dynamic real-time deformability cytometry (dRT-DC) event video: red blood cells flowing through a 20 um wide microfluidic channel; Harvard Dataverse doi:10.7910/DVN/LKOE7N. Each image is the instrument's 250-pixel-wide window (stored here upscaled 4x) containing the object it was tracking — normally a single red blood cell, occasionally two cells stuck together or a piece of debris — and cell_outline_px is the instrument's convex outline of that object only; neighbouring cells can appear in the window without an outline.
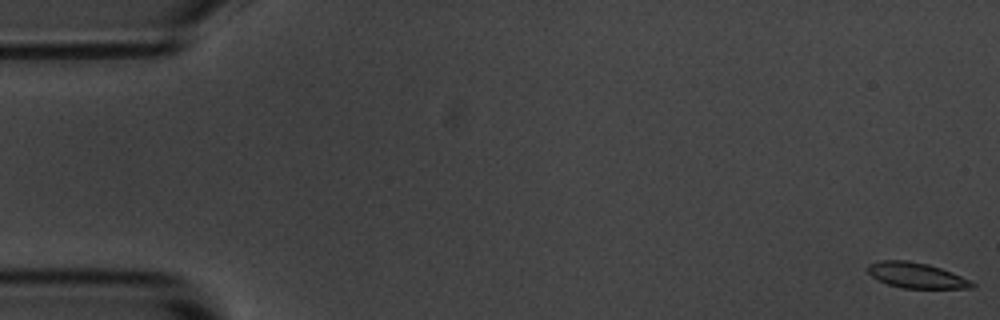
{"species": "common noctule bat (a hibernating species)", "species_latin": "Nyctalus noctula", "temperature_condition": "room temperature", "stored_images_in_passage": 55, "camera_frame_rate_fps": 3000, "um_per_image_px": 0.085, "animal": {"sex": "male", "body_mass_g": 20.1, "forearm_length_mm": 53.5}, "frame": {"image": 1, "passage_image": 1, "time_ms": 0.0, "image_size_px": [1000, 320], "cell_outline_px": [[976, 284], [972, 288], [904, 288], [888, 284], [872, 276], [868, 272], [868, 264], [880, 260], [908, 260], [928, 264], [952, 272]], "centroid_in_image_um": [77.87, 23.39], "position_along_channel_um": 7.1, "area_um2": 15.26}}
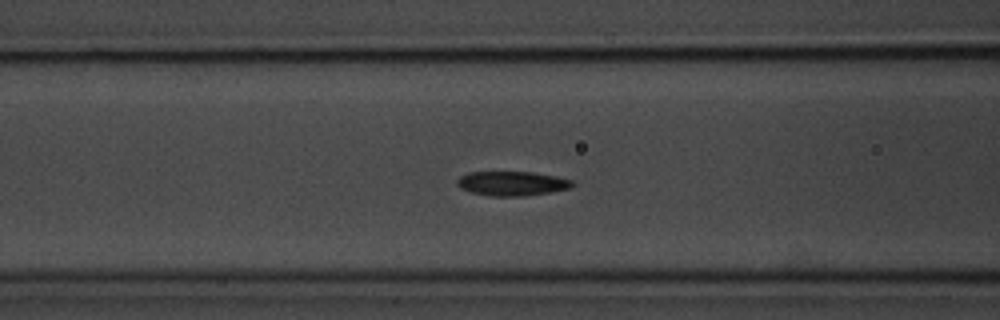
{"frame": {"image": 2, "passage_image": 22, "time_ms": 7.0, "image_size_px": [1000, 320], "cell_outline_px": [[576, 184], [568, 188], [548, 192], [524, 196], [488, 196], [472, 192], [460, 188], [456, 184], [456, 180], [460, 176], [468, 172], [532, 172], [556, 176], [572, 180]], "centroid_in_image_um": [43.49, 15.59], "position_along_channel_um": 123.1, "area_um2": 16.36}}
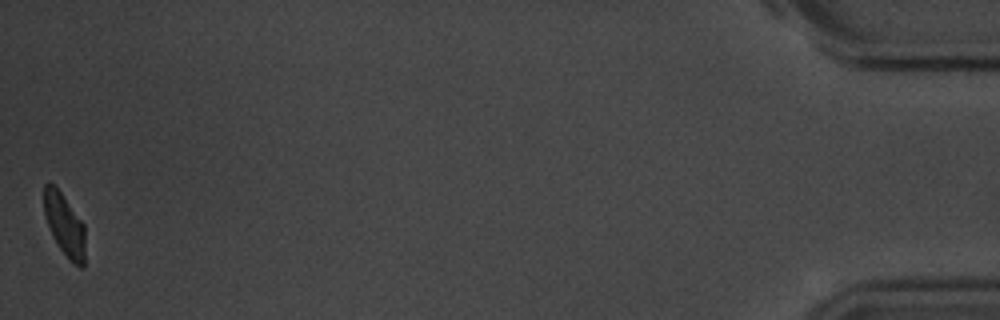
{"frame": {"image": 3, "passage_image": 55, "time_ms": 18.0, "image_size_px": [1000, 320], "cell_outline_px": [[84, 268], [80, 268], [72, 264], [68, 260], [52, 236], [44, 212], [44, 184], [52, 184], [60, 192], [84, 224]], "centroid_in_image_um": [5.49, 19.18], "position_along_channel_um": 429.7, "area_um2": 14.74}, "authors_computed_cell_mechanics": {"area_um2": 16.2418, "velocity_mm_per_s": 3.6598, "shape_relaxation_time_tau1_ms": 2.8811, "shape_relaxation_time_tau2_ms": 2.9279, "deformation_change_tau1": 0.151, "deformation_change_tau2": 0.0856}}